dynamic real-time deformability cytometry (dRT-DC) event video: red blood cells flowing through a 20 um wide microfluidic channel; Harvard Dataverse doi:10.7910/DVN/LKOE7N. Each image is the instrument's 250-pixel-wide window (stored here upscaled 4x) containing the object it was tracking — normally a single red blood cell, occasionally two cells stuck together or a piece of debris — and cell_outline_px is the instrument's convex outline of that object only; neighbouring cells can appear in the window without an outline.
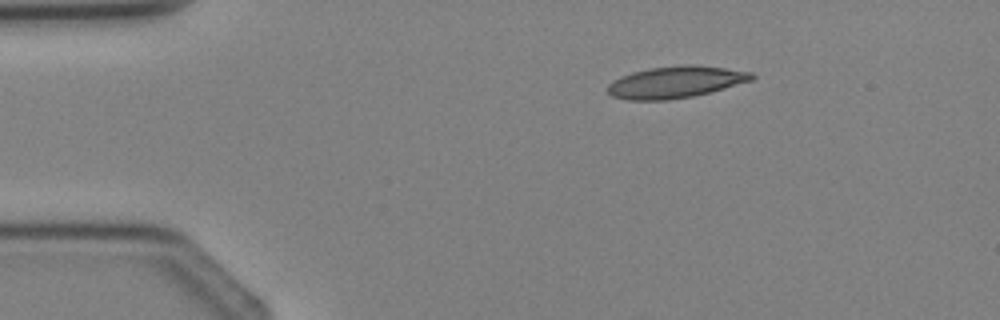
{"species": "Egyptian fruit bat (a non-hibernating species)", "species_latin": "Rousettus aegyptiacus", "temperature_condition": "cold", "stored_images_in_passage": 2, "camera_frame_rate_fps": 3000, "um_per_image_px": 0.085, "animal": {"sex": "female"}, "frame": {"image": 1, "passage_image": 2, "time_ms": 1.0, "image_size_px": [1000, 320], "cell_outline_px": [[756, 76], [752, 80], [712, 92], [692, 96], [668, 100], [628, 100], [612, 96], [608, 92], [608, 84], [612, 80], [632, 72], [648, 68], [684, 64], [692, 64], [724, 68], [752, 72]], "centroid_in_image_um": [57.42, 6.97], "position_along_channel_um": 27.6, "area_um2": 26.76}}